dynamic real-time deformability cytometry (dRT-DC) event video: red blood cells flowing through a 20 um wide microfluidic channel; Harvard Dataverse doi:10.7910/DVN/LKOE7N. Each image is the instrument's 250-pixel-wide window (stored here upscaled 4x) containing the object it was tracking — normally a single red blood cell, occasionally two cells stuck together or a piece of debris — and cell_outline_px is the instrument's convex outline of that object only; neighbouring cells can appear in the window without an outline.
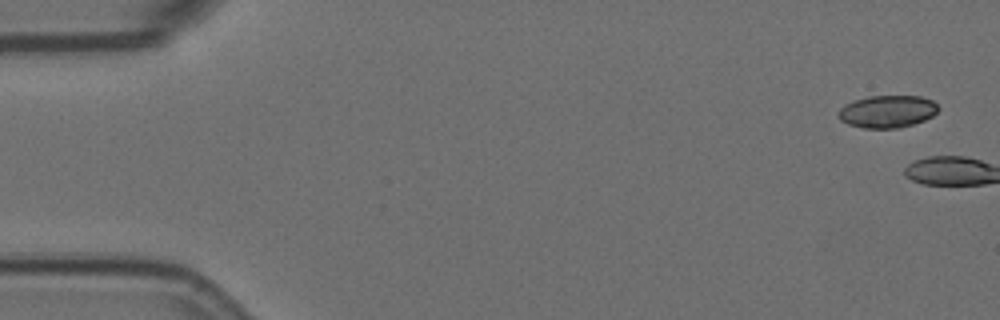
{"species": "Egyptian fruit bat (a non-hibernating species)", "species_latin": "Rousettus aegyptiacus", "temperature_condition": "room temperature", "stored_images_in_passage": 5, "camera_frame_rate_fps": 3000, "um_per_image_px": 0.085, "animal": {"sex": "female"}, "frame": {"image": 1, "passage_image": 1, "time_ms": 0.0, "image_size_px": [1000, 320], "cell_outline_px": [[940, 108], [932, 116], [924, 120], [900, 128], [864, 128], [848, 124], [840, 120], [836, 116], [840, 108], [844, 104], [852, 100], [868, 96], [920, 96], [932, 100]], "centroid_in_image_um": [75.38, 9.47], "position_along_channel_um": 9.6, "area_um2": 19.02}}